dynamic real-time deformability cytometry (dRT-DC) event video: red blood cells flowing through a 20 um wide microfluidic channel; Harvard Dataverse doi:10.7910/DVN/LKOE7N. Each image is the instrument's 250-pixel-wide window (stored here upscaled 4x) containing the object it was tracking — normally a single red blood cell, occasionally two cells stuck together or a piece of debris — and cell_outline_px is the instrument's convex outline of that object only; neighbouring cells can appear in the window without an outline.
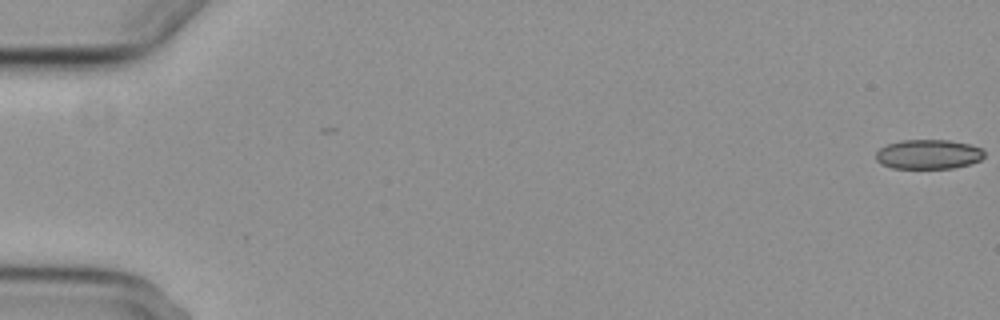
{"species": "common noctule bat (a hibernating species)", "species_latin": "Nyctalus noctula", "temperature_condition": "cold", "stored_images_in_passage": 6, "camera_frame_rate_fps": 3000, "um_per_image_px": 0.085, "animal": {"sex": "female", "body_mass_g": 29.2, "forearm_length_mm": 56.3}, "frame": {"image": 1, "passage_image": 1, "time_ms": 0.0, "image_size_px": [1000, 320], "cell_outline_px": [[984, 156], [980, 160], [968, 164], [952, 168], [892, 168], [880, 164], [876, 160], [876, 152], [880, 148], [888, 144], [900, 140], [948, 140], [968, 144], [980, 148], [984, 152]], "centroid_in_image_um": [78.87, 13.11], "position_along_channel_um": 6.1, "area_um2": 18.55}}
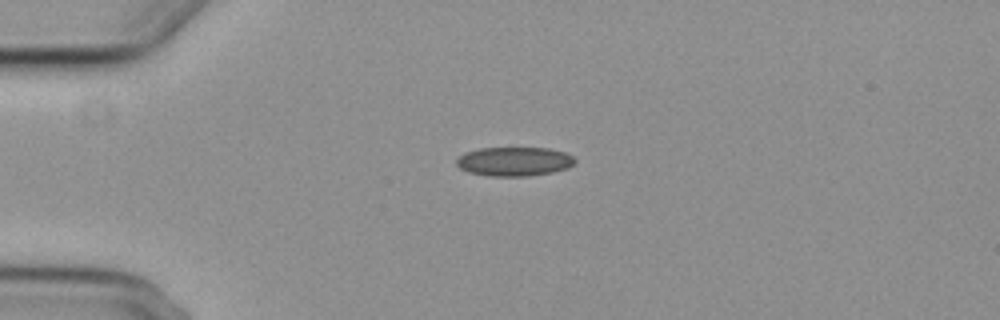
{"frame": {"image": 2, "passage_image": 5, "time_ms": 4.667, "image_size_px": [1000, 320], "cell_outline_px": [[576, 160], [568, 168], [552, 172], [528, 176], [488, 176], [468, 172], [460, 168], [456, 164], [456, 160], [464, 152], [480, 148], [548, 148], [564, 152], [572, 156]], "centroid_in_image_um": [43.69, 13.72], "position_along_channel_um": 41.3, "area_um2": 20.06}}